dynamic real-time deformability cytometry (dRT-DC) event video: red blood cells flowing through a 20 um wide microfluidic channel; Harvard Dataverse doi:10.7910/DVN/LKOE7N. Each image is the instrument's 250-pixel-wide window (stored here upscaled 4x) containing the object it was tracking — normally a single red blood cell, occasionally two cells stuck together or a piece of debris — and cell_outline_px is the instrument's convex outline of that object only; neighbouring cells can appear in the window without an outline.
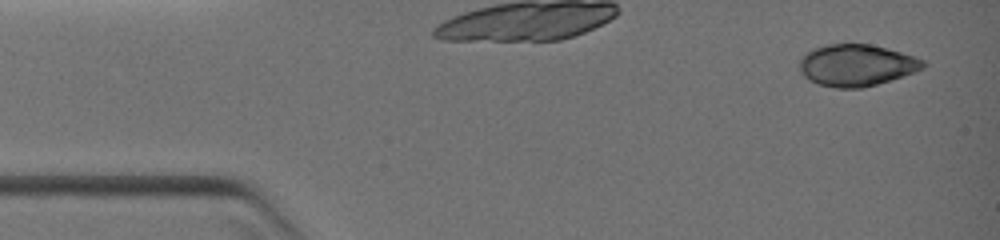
{"species": "common noctule bat (a hibernating species)", "species_latin": "Nyctalus noctula", "temperature_condition": "warm", "stored_images_in_passage": 2, "camera_frame_rate_fps": 3000, "um_per_image_px": 0.085, "animal": {"sex": "female", "body_mass_g": 19.0, "forearm_length_mm": 51.5}, "frame": {"image": 1, "passage_image": 2, "time_ms": 1.0, "image_size_px": [1000, 240], "cell_outline_px": [[928, 64], [924, 68], [864, 88], [836, 88], [816, 84], [808, 80], [804, 76], [800, 68], [800, 60], [804, 52], [812, 48], [828, 44], [872, 44], [916, 56], [924, 60]], "centroid_in_image_um": [72.78, 5.53], "position_along_channel_um": 12.2, "area_um2": 30.17}}